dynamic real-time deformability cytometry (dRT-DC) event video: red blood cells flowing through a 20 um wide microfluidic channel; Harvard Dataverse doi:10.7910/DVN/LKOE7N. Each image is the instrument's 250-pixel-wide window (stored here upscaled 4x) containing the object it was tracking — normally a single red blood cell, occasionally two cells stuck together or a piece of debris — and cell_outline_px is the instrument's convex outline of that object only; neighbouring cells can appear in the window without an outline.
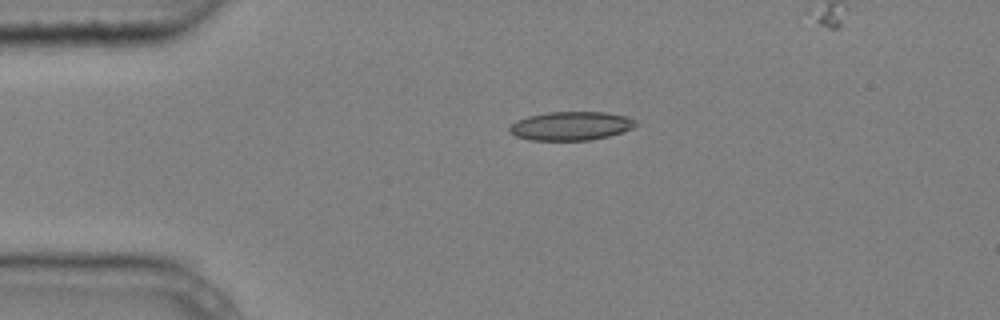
{"species": "common noctule bat (a hibernating species)", "species_latin": "Nyctalus noctula", "temperature_condition": "cold", "stored_images_in_passage": 2, "camera_frame_rate_fps": 3000, "um_per_image_px": 0.085, "animal": {"sex": "male", "body_mass_g": 20.4}, "frame": {"image": 1, "passage_image": 1, "time_ms": 0.0, "image_size_px": [1000, 320], "cell_outline_px": [[640, 124], [632, 128], [608, 136], [592, 140], [528, 140], [516, 136], [508, 132], [508, 128], [516, 120], [528, 116], [548, 112], [604, 112], [628, 116], [636, 120]], "centroid_in_image_um": [48.53, 10.7], "position_along_channel_um": 36.5, "area_um2": 21.27}}